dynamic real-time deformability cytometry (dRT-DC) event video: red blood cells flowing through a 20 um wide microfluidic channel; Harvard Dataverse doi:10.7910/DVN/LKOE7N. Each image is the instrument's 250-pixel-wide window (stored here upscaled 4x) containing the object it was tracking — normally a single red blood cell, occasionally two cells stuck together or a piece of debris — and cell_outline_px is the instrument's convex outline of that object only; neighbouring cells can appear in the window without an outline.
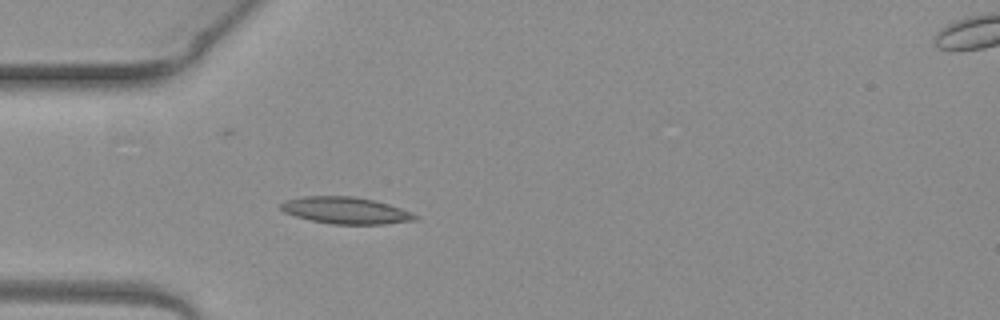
{"species": "common noctule bat (a hibernating species)", "species_latin": "Nyctalus noctula", "temperature_condition": "warm", "stored_images_in_passage": 2, "camera_frame_rate_fps": 3000, "um_per_image_px": 0.085, "animal": {"sex": "female", "body_mass_g": 19.3, "forearm_length_mm": 54.1}, "frame": {"image": 1, "passage_image": 2, "time_ms": 0.333, "image_size_px": [1000, 320], "cell_outline_px": [[416, 220], [384, 224], [332, 224], [312, 220], [296, 216], [284, 212], [280, 208], [280, 204], [284, 200], [304, 196], [352, 196], [376, 200], [400, 208], [416, 216]], "centroid_in_image_um": [29.34, 17.88], "position_along_channel_um": 55.7, "area_um2": 20.75}}